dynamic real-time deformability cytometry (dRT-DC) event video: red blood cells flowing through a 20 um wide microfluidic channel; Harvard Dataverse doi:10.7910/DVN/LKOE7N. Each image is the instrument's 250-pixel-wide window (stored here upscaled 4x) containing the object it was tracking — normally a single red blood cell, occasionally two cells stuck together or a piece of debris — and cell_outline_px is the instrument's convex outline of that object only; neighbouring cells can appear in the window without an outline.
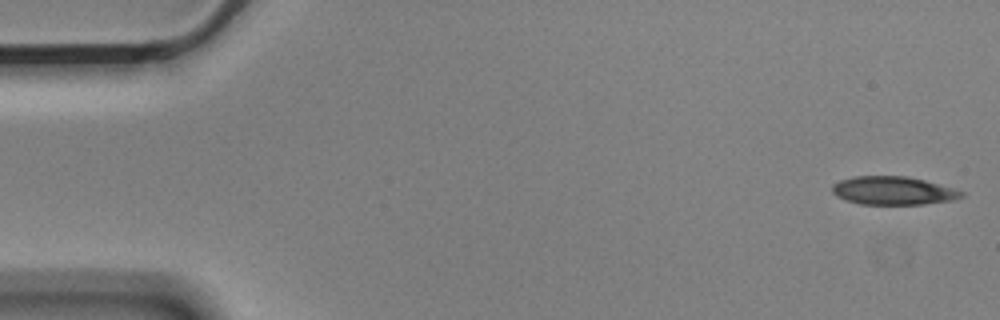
{"species": "Egyptian fruit bat (a non-hibernating species)", "species_latin": "Rousettus aegyptiacus", "temperature_condition": "cold", "stored_images_in_passage": 5, "camera_frame_rate_fps": 3000, "um_per_image_px": 0.085, "animal": {"sex": "male"}, "frame": {"image": 1, "passage_image": 1, "time_ms": 0.0, "image_size_px": [1000, 320], "cell_outline_px": [[964, 196], [952, 200], [924, 204], [860, 204], [844, 200], [836, 196], [832, 192], [832, 184], [840, 180], [852, 176], [908, 176], [924, 180], [952, 188], [964, 192]], "centroid_in_image_um": [75.87, 16.2], "position_along_channel_um": 9.1, "area_um2": 21.33}}
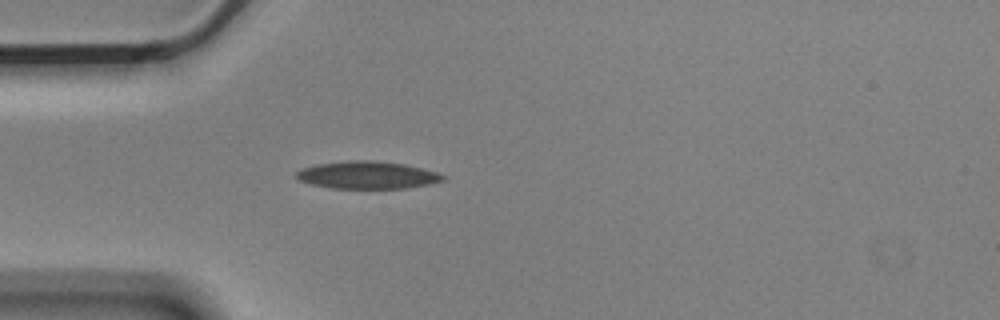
{"frame": {"image": 2, "passage_image": 5, "time_ms": 1.333, "image_size_px": [1000, 320], "cell_outline_px": [[444, 180], [428, 184], [408, 188], [328, 188], [312, 184], [300, 180], [296, 176], [296, 172], [300, 168], [316, 164], [348, 160], [372, 160], [404, 164], [436, 172], [444, 176]], "centroid_in_image_um": [31.18, 14.87], "position_along_channel_um": 53.8, "area_um2": 23.35}}